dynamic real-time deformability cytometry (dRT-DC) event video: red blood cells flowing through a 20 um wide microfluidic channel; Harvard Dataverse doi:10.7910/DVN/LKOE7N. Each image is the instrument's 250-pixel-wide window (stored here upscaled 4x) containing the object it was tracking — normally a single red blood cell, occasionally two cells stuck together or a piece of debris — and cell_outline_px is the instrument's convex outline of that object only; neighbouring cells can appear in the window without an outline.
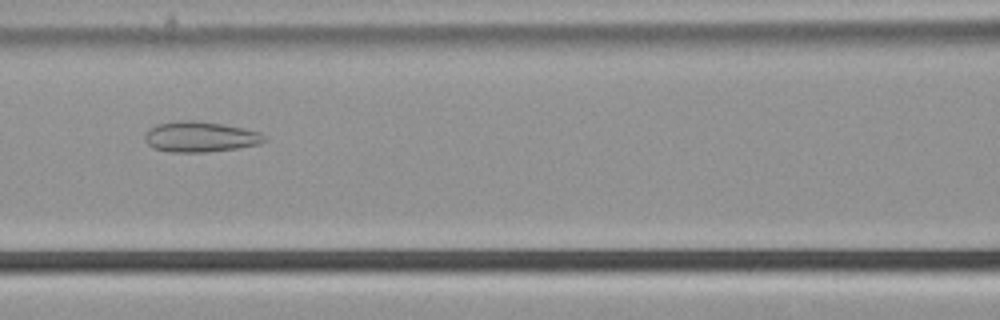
{"species": "common noctule bat (a hibernating species)", "species_latin": "Nyctalus noctula", "temperature_condition": "cold", "stored_images_in_passage": 48, "camera_frame_rate_fps": 3000, "um_per_image_px": 0.085, "animal": {"sex": "male", "body_mass_g": 21.5, "forearm_length_mm": 52.0}, "frame": {"image": 1, "passage_image": 18, "time_ms": 5.667, "image_size_px": [1000, 320], "cell_outline_px": [[268, 140], [260, 144], [236, 148], [204, 152], [172, 152], [152, 148], [144, 140], [144, 136], [148, 128], [156, 124], [176, 120], [192, 120], [224, 124], [244, 128], [260, 132]], "centroid_in_image_um": [16.99, 11.61], "position_along_channel_um": 149.6, "area_um2": 21.44}}
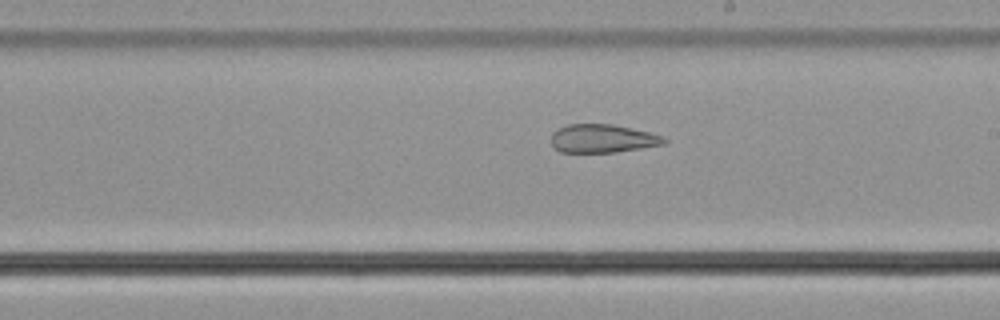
{"frame": {"image": 2, "passage_image": 25, "time_ms": 8.0, "image_size_px": [1000, 320], "cell_outline_px": [[668, 140], [664, 144], [640, 148], [612, 152], [560, 152], [552, 144], [552, 132], [568, 124], [612, 124], [632, 128], [664, 136]], "centroid_in_image_um": [51.23, 11.77], "position_along_channel_um": 237.8, "area_um2": 18.5}}
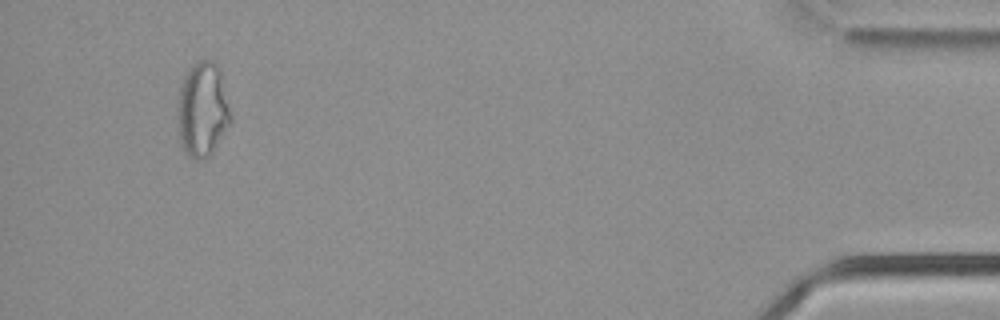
{"frame": {"image": 3, "passage_image": 45, "time_ms": 14.667, "image_size_px": [1000, 320], "cell_outline_px": [[232, 120], [212, 152], [208, 156], [200, 160], [196, 160], [188, 156], [180, 144], [176, 116], [180, 88], [184, 76], [192, 64], [196, 60], [212, 60], [220, 68], [232, 112]], "centroid_in_image_um": [17.22, 9.3], "position_along_channel_um": 418.0, "area_um2": 29.82}, "authors_computed_cell_mechanics": {"area_um2": 25.3164, "velocity_mm_per_s": 3.7962, "shape_relaxation_time_tau1_ms": null, "shape_relaxation_time_tau2_ms": 2.8098, "deformation_change_tau1": null, "deformation_change_tau2": 0.1207}}